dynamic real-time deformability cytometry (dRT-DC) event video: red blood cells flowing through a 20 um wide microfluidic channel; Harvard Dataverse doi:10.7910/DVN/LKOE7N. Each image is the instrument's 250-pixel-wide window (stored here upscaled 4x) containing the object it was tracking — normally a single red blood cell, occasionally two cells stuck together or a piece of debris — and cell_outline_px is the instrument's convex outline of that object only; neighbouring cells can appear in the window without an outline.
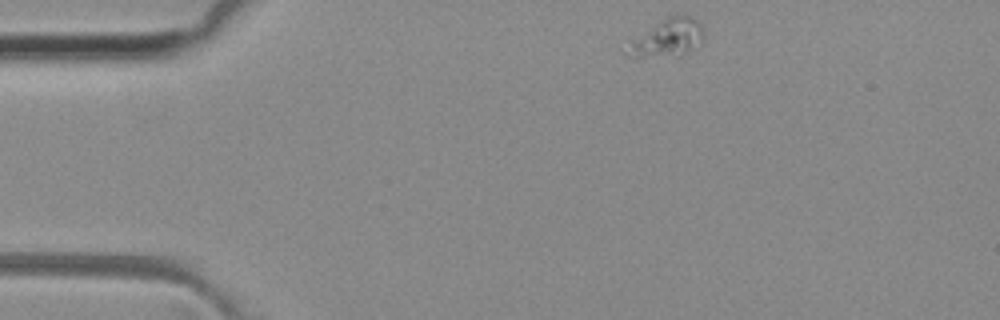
{"species": "common noctule bat (a hibernating species)", "species_latin": "Nyctalus noctula", "temperature_condition": "room temperature", "stored_images_in_passage": 9, "camera_frame_rate_fps": 3000, "um_per_image_px": 0.085, "animal": {"sex": "female", "body_mass_g": 29.2, "forearm_length_mm": 56.3}, "frame": {"image": 1, "passage_image": 1, "time_ms": 0.0, "image_size_px": [1000, 320], "cell_outline_px": [[704, 40], [696, 48], [644, 56], [628, 56], [624, 52], [632, 40], [660, 20], [676, 12], [680, 12], [692, 16], [700, 24], [704, 32]], "centroid_in_image_um": [56.78, 3.1], "position_along_channel_um": 28.2, "area_um2": 16.01}}
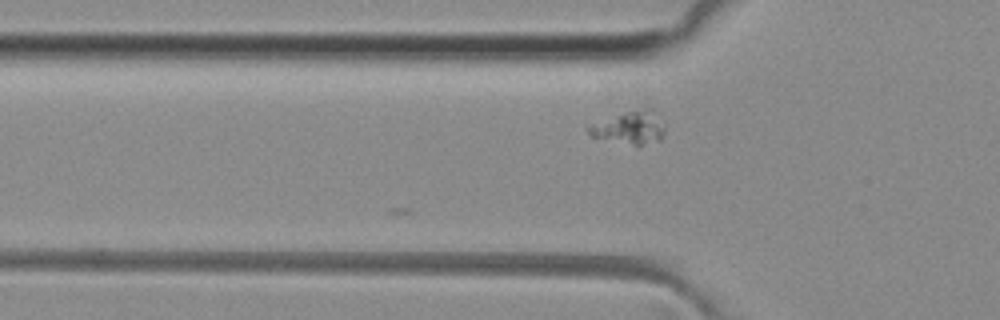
{"frame": {"image": 2, "passage_image": 9, "time_ms": 2.667, "image_size_px": [1000, 320], "cell_outline_px": [[664, 136], [660, 140], [640, 144], [632, 144], [592, 136], [584, 128], [592, 124], [624, 112], [652, 108], [660, 112], [664, 124]], "centroid_in_image_um": [53.6, 10.81], "position_along_channel_um": 72.2, "area_um2": 14.33}}